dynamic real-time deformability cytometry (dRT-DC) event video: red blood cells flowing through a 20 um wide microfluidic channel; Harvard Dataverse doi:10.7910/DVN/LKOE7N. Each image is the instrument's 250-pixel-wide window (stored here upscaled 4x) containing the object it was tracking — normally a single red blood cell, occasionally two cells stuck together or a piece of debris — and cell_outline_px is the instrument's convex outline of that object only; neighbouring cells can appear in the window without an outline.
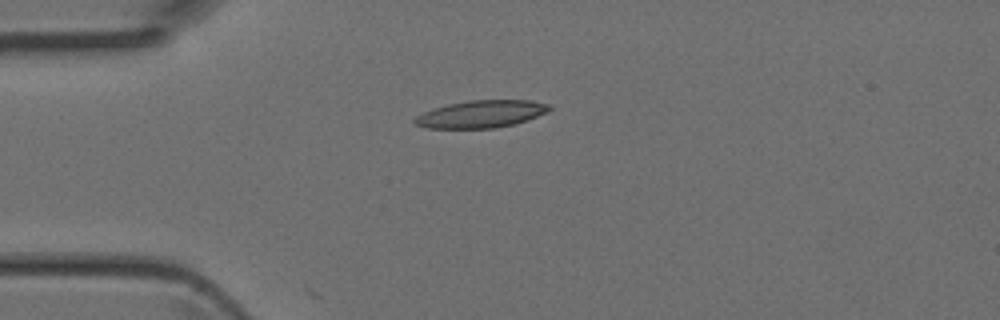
{"species": "Egyptian fruit bat (a non-hibernating species)", "species_latin": "Rousettus aegyptiacus", "temperature_condition": "room temperature", "stored_images_in_passage": 1, "camera_frame_rate_fps": 3000, "um_per_image_px": 0.085, "animal": {"sex": "female"}, "frame": {"image": 1, "passage_image": 1, "time_ms": 0.0, "image_size_px": [1000, 320], "cell_outline_px": [[552, 108], [548, 112], [512, 124], [496, 128], [428, 128], [416, 124], [412, 120], [416, 116], [432, 108], [448, 104], [468, 100], [528, 100], [552, 104]], "centroid_in_image_um": [40.89, 9.68], "position_along_channel_um": 44.1, "area_um2": 21.39}}